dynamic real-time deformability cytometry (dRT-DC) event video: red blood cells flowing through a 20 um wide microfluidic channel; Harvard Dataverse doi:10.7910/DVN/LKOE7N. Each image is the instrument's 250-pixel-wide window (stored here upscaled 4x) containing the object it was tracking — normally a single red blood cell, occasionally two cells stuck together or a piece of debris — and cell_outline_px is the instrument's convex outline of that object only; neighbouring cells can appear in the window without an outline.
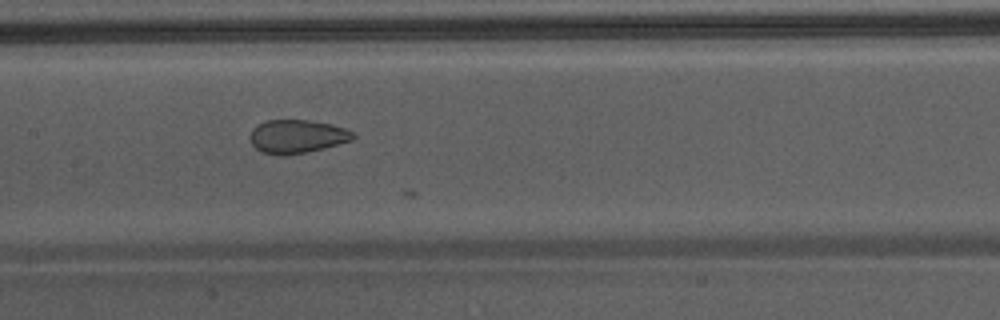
{"species": "Egyptian fruit bat (a non-hibernating species)", "species_latin": "Rousettus aegyptiacus", "temperature_condition": "warm", "stored_images_in_passage": 19, "camera_frame_rate_fps": 3000, "um_per_image_px": 0.085, "animal": {"sex": "male"}, "frame": {"image": 1, "passage_image": 16, "time_ms": 5.0, "image_size_px": [1000, 320], "cell_outline_px": [[356, 136], [352, 140], [324, 148], [308, 152], [284, 156], [260, 152], [252, 144], [252, 128], [268, 120], [308, 120], [332, 124], [348, 128]], "centroid_in_image_um": [25.29, 11.6], "position_along_channel_um": 182.1, "area_um2": 20.06}}